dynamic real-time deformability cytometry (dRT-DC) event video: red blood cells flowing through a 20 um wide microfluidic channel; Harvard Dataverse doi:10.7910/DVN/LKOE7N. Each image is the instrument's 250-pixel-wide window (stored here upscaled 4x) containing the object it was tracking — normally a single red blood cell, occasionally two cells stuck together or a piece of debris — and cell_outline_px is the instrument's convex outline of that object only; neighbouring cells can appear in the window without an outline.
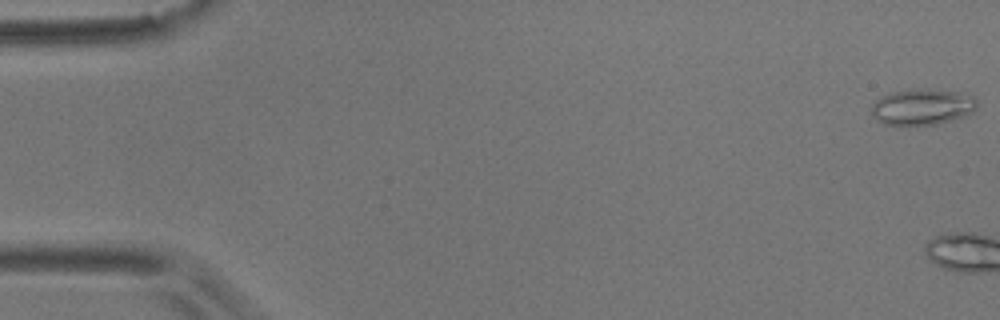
{"species": "common noctule bat (a hibernating species)", "species_latin": "Nyctalus noctula", "temperature_condition": "room temperature", "stored_images_in_passage": 7, "camera_frame_rate_fps": 3000, "um_per_image_px": 0.085, "animal": {"sex": "male", "body_mass_g": 17.9}, "frame": {"image": 1, "passage_image": 1, "time_ms": 0.0, "image_size_px": [1000, 320], "cell_outline_px": [[976, 108], [972, 112], [964, 116], [936, 124], [884, 124], [876, 120], [872, 116], [872, 104], [880, 96], [892, 92], [920, 88], [928, 88], [956, 92], [972, 96], [976, 100]], "centroid_in_image_um": [78.36, 9.07], "position_along_channel_um": 6.6, "area_um2": 21.96}}